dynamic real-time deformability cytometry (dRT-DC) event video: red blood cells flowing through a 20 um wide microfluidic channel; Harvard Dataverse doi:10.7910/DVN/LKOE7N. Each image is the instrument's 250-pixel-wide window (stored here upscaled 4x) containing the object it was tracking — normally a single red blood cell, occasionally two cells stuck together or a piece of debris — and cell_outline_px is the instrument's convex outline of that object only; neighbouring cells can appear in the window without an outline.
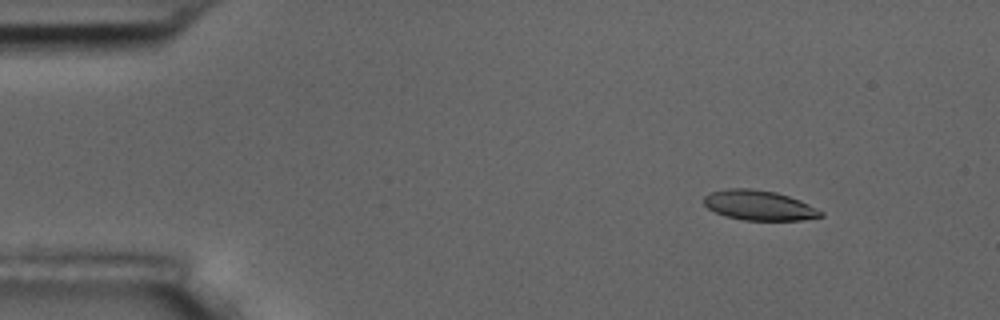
{"species": "common noctule bat (a hibernating species)", "species_latin": "Nyctalus noctula", "temperature_condition": "room temperature", "stored_images_in_passage": 4, "camera_frame_rate_fps": 3000, "um_per_image_px": 0.085, "animal": {"sex": "male", "body_mass_g": 17.5, "forearm_length_mm": 52.3}, "frame": {"image": 1, "passage_image": 1, "time_ms": 0.0, "image_size_px": [1000, 320], "cell_outline_px": [[824, 216], [800, 220], [744, 220], [724, 216], [708, 208], [704, 204], [704, 196], [712, 192], [728, 188], [748, 188], [776, 192], [800, 200], [824, 212]], "centroid_in_image_um": [64.52, 17.45], "position_along_channel_um": 20.5, "area_um2": 20.29}}
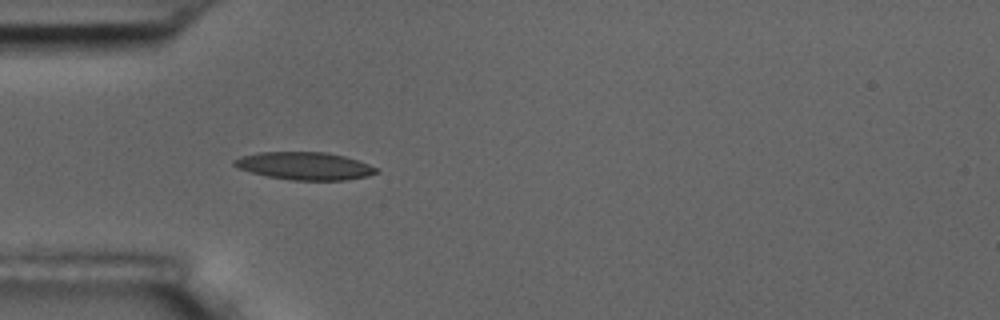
{"frame": {"image": 2, "passage_image": 4, "time_ms": 3.333, "image_size_px": [1000, 320], "cell_outline_px": [[380, 172], [368, 176], [348, 180], [292, 180], [268, 176], [252, 172], [240, 168], [232, 164], [232, 160], [240, 156], [260, 152], [324, 152], [344, 156], [368, 164], [376, 168]], "centroid_in_image_um": [25.9, 14.1], "position_along_channel_um": 59.1, "area_um2": 22.77}}